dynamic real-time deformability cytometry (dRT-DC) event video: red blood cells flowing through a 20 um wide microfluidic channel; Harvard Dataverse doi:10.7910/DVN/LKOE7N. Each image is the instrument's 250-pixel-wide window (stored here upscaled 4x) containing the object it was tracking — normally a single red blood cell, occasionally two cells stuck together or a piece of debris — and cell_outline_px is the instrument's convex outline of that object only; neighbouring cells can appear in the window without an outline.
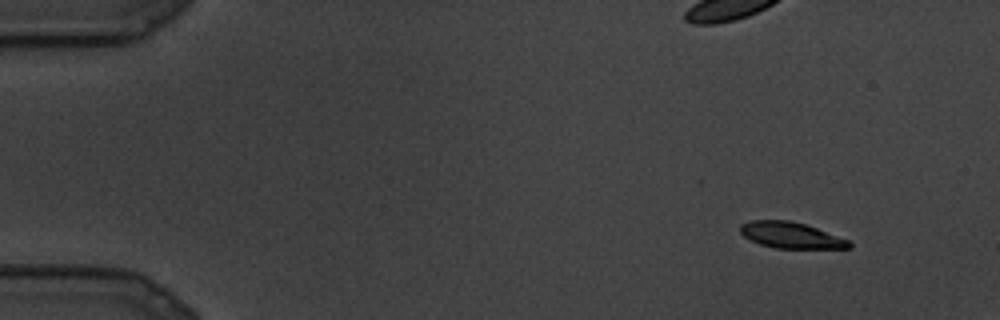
{"species": "common noctule bat (a hibernating species)", "species_latin": "Nyctalus noctula", "temperature_condition": "cold", "stored_images_in_passage": 7, "camera_frame_rate_fps": 3000, "um_per_image_px": 0.085, "animal": {"sex": "male", "body_mass_g": 19.5, "forearm_length_mm": 54.6}, "frame": {"image": 1, "passage_image": 1, "time_ms": 0.0, "image_size_px": [1000, 320], "cell_outline_px": [[852, 248], [776, 248], [760, 244], [744, 236], [740, 232], [740, 224], [752, 220], [792, 220], [816, 228], [848, 240], [852, 244]], "centroid_in_image_um": [67.21, 19.99], "position_along_channel_um": 17.8, "area_um2": 16.36}}